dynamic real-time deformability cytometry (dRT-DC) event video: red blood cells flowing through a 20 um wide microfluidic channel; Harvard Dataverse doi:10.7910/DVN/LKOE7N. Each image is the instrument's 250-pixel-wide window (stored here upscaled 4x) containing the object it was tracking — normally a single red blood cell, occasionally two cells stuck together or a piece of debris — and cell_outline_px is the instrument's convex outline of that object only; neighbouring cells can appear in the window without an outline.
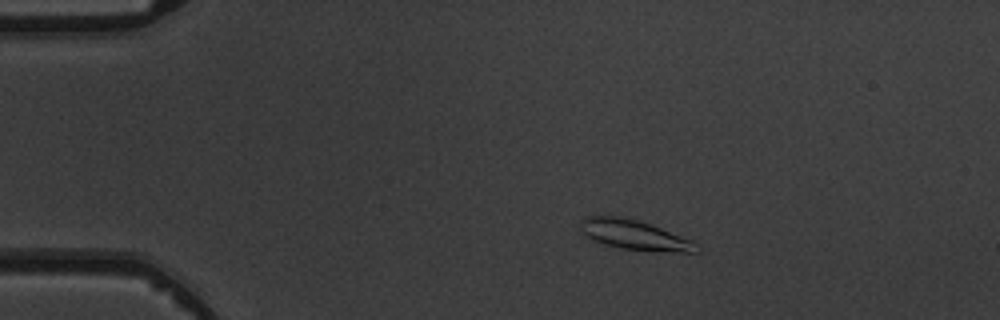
{"species": "common noctule bat (a hibernating species)", "species_latin": "Nyctalus noctula", "temperature_condition": "warm", "stored_images_in_passage": 6, "camera_frame_rate_fps": 3000, "um_per_image_px": 0.085, "animal": {"sex": "male", "body_mass_g": 19.5, "forearm_length_mm": 54.6}, "frame": {"image": 1, "passage_image": 3, "time_ms": 2.0, "image_size_px": [1000, 320], "cell_outline_px": [[700, 252], [656, 252], [620, 248], [604, 244], [592, 240], [584, 236], [580, 232], [580, 220], [584, 216], [624, 216], [660, 228], [692, 240], [696, 244]], "centroid_in_image_um": [53.87, 19.98], "position_along_channel_um": 31.1, "area_um2": 20.35}}